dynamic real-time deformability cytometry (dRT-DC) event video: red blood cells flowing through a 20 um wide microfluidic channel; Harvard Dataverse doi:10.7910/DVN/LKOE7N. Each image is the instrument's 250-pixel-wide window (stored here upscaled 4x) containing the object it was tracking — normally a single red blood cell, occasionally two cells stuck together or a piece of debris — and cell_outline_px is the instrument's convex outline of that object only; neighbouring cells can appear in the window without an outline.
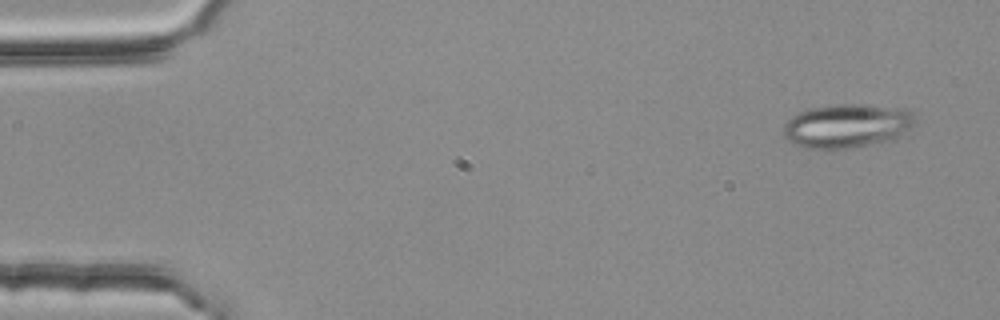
{"species": "common noctule bat (a hibernating species)", "species_latin": "Nyctalus noctula", "temperature_condition": "room temperature", "stored_images_in_passage": 4, "camera_frame_rate_fps": 3000, "um_per_image_px": 0.085, "animal": {"sex": "female", "body_mass_g": 25.1}, "frame": {"image": 1, "passage_image": 4, "time_ms": 1.0, "image_size_px": [1000, 320], "cell_outline_px": [[916, 120], [912, 128], [896, 140], [880, 144], [848, 148], [804, 148], [792, 144], [784, 136], [784, 124], [792, 116], [808, 108], [836, 104], [864, 104], [908, 108], [916, 116]], "centroid_in_image_um": [72.08, 10.7], "position_along_channel_um": 12.9, "area_um2": 34.51}}